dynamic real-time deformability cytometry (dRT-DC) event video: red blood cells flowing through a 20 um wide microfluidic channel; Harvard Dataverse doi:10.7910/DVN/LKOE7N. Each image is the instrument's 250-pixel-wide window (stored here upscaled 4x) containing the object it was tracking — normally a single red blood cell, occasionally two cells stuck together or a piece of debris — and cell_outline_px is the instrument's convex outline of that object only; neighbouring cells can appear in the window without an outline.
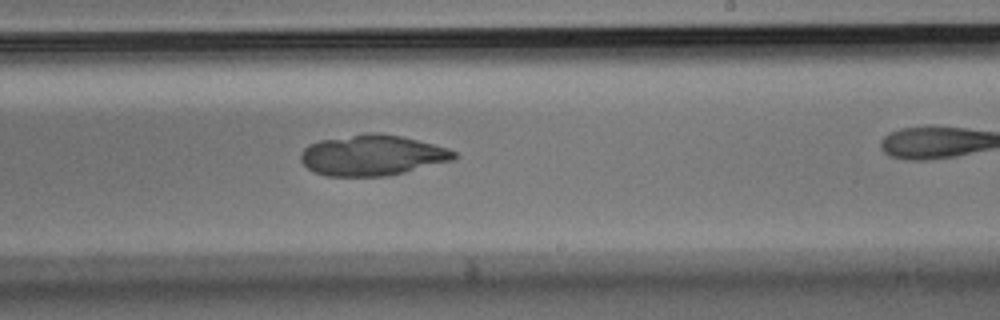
{"species": "Egyptian fruit bat (a non-hibernating species)", "species_latin": "Rousettus aegyptiacus", "temperature_condition": "room temperature", "stored_images_in_passage": 28, "camera_frame_rate_fps": 3000, "um_per_image_px": 0.085, "animal": {"sex": "male"}, "frame": {"image": 1, "passage_image": 18, "time_ms": 5.667, "image_size_px": [1000, 320], "cell_outline_px": [[460, 156], [456, 160], [388, 176], [324, 176], [308, 168], [300, 160], [300, 152], [308, 144], [320, 140], [364, 132], [380, 132], [400, 136], [448, 148], [456, 152]], "centroid_in_image_um": [31.66, 13.19], "position_along_channel_um": 257.3, "area_um2": 36.76}}
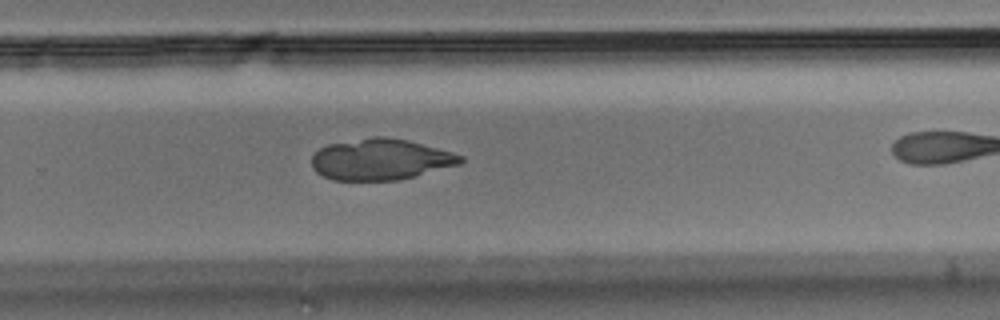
{"frame": {"image": 2, "passage_image": 21, "time_ms": 6.667, "image_size_px": [1000, 320], "cell_outline_px": [[464, 160], [460, 164], [396, 180], [332, 180], [316, 172], [312, 168], [312, 156], [320, 148], [328, 144], [372, 136], [384, 136], [408, 140], [452, 152], [464, 156]], "centroid_in_image_um": [32.33, 13.54], "position_along_channel_um": 297.5, "area_um2": 35.49}}
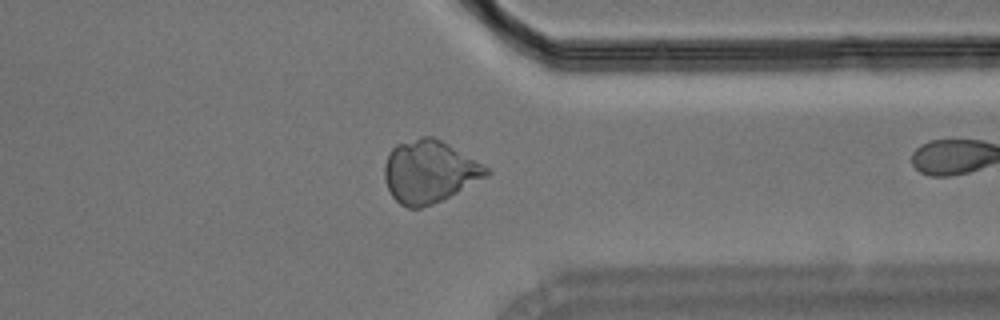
{"frame": {"image": 3, "passage_image": 27, "time_ms": 8.667, "image_size_px": [1000, 320], "cell_outline_px": [[492, 172], [488, 176], [432, 204], [420, 208], [408, 208], [400, 204], [392, 196], [388, 188], [384, 176], [384, 164], [388, 152], [396, 144], [424, 136], [432, 136], [448, 144], [488, 168]], "centroid_in_image_um": [36.45, 14.58], "position_along_channel_um": 374.9, "area_um2": 36.59}}